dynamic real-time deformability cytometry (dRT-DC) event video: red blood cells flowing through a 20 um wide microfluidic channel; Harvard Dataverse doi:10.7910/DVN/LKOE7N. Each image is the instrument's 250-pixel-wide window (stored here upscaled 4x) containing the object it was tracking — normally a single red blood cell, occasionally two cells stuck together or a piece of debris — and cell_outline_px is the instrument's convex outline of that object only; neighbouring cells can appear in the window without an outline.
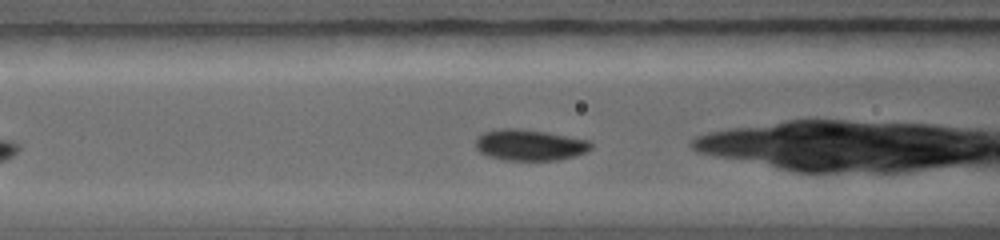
{"species": "common noctule bat (a hibernating species)", "species_latin": "Nyctalus noctula", "temperature_condition": "warm", "stored_images_in_passage": 11, "camera_frame_rate_fps": 5000, "um_per_image_px": 0.085, "animal": {"sex": "female", "body_mass_g": 19.0, "forearm_length_mm": 56.7}, "frame": {"image": 1, "passage_image": 4, "time_ms": 1.0, "image_size_px": [1000, 240], "cell_outline_px": [[592, 148], [576, 156], [560, 160], [500, 160], [488, 156], [480, 152], [476, 148], [476, 140], [484, 132], [500, 128], [516, 128], [544, 132], [588, 140], [592, 144]], "centroid_in_image_um": [45.01, 12.34], "position_along_channel_um": 121.6, "area_um2": 20.81}}
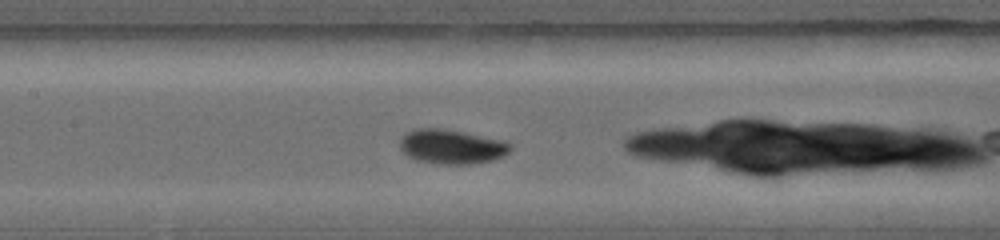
{"frame": {"image": 2, "passage_image": 7, "time_ms": 2.0, "image_size_px": [1000, 240], "cell_outline_px": [[512, 148], [504, 156], [492, 160], [472, 164], [440, 164], [416, 160], [408, 156], [400, 148], [400, 136], [404, 132], [412, 128], [440, 128], [464, 132], [504, 140], [512, 144]], "centroid_in_image_um": [38.37, 12.45], "position_along_channel_um": 169.0, "area_um2": 22.48}}
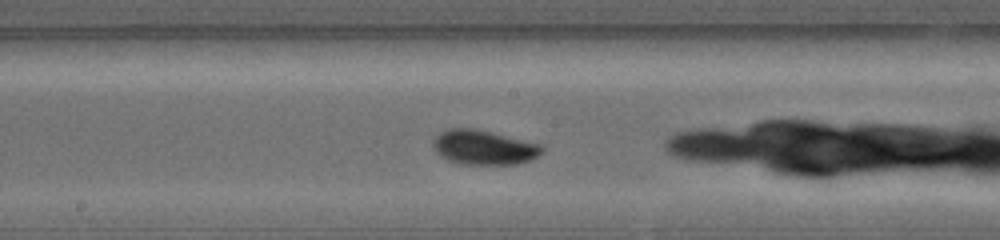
{"frame": {"image": 3, "passage_image": 10, "time_ms": 2.8, "image_size_px": [1000, 240], "cell_outline_px": [[544, 152], [532, 160], [520, 164], [460, 164], [448, 160], [440, 156], [436, 152], [432, 144], [432, 140], [440, 132], [448, 128], [472, 128], [492, 132], [544, 144]], "centroid_in_image_um": [41.16, 12.53], "position_along_channel_um": 207.0, "area_um2": 22.37}}